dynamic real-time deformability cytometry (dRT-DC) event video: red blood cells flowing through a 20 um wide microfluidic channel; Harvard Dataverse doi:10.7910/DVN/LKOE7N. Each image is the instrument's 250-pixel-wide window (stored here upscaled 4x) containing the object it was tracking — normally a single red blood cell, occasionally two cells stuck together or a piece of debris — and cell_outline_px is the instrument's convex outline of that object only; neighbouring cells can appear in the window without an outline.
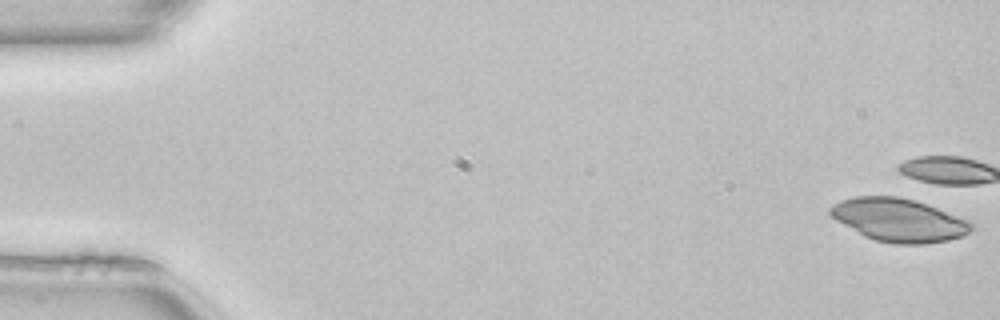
{"species": "common noctule bat (a hibernating species)", "species_latin": "Nyctalus noctula", "temperature_condition": "room temperature", "stored_images_in_passage": 15, "camera_frame_rate_fps": 3000, "um_per_image_px": 0.085, "animal": {"sex": "female", "body_mass_g": 22.7, "forearm_length_mm": 54.2}, "frame": {"image": 1, "passage_image": 1, "time_ms": 0.0, "image_size_px": [1000, 320], "cell_outline_px": [[972, 228], [964, 236], [948, 240], [924, 244], [896, 244], [876, 240], [864, 236], [836, 220], [828, 212], [828, 208], [832, 204], [840, 200], [856, 196], [900, 196], [936, 208], [968, 220], [972, 224]], "centroid_in_image_um": [76.36, 18.7], "position_along_channel_um": 8.6, "area_um2": 35.2}}